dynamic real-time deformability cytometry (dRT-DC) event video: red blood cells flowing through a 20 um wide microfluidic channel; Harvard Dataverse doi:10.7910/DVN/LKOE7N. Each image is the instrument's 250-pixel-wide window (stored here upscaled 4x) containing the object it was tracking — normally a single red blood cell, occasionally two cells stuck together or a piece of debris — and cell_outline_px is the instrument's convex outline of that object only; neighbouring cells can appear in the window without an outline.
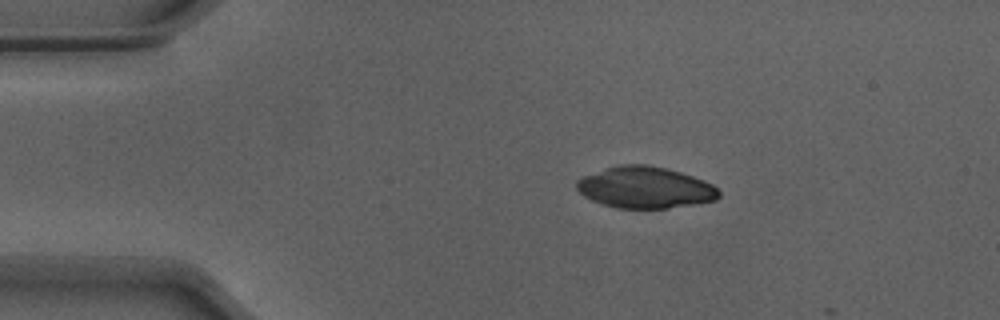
{"species": "Egyptian fruit bat (a non-hibernating species)", "species_latin": "Rousettus aegyptiacus", "temperature_condition": "warm", "stored_images_in_passage": 3, "camera_frame_rate_fps": 3000, "um_per_image_px": 0.085, "animal": {"sex": "male"}, "frame": {"image": 1, "passage_image": 1, "time_ms": 0.0, "image_size_px": [1000, 320], "cell_outline_px": [[720, 196], [716, 200], [668, 208], [616, 208], [592, 200], [584, 196], [576, 188], [576, 180], [584, 176], [620, 164], [648, 164], [668, 168], [704, 180], [712, 184], [720, 192]], "centroid_in_image_um": [54.85, 15.93], "position_along_channel_um": 30.2, "area_um2": 34.22}}